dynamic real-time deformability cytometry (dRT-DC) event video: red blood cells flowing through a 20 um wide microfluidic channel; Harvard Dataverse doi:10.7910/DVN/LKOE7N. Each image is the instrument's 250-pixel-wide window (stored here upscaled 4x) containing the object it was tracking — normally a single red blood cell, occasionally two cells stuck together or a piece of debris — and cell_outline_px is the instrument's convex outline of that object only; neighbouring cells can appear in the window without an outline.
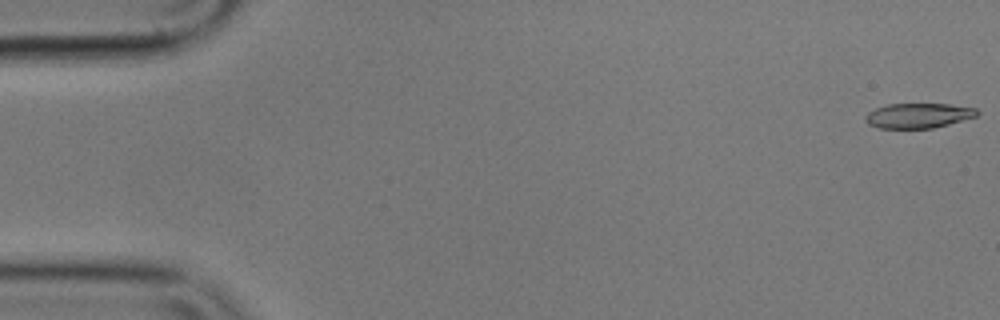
{"species": "common noctule bat (a hibernating species)", "species_latin": "Nyctalus noctula", "temperature_condition": "cold", "stored_images_in_passage": 52, "camera_frame_rate_fps": 3000, "um_per_image_px": 0.085, "animal": {"sex": "male", "body_mass_g": 17.9}, "frame": {"image": 1, "passage_image": 1, "time_ms": 0.0, "image_size_px": [1000, 320], "cell_outline_px": [[980, 112], [976, 116], [948, 124], [932, 128], [880, 128], [868, 124], [864, 116], [868, 112], [876, 108], [888, 104], [948, 104], [976, 108]], "centroid_in_image_um": [78.05, 9.82], "position_along_channel_um": 7.0, "area_um2": 16.07}}
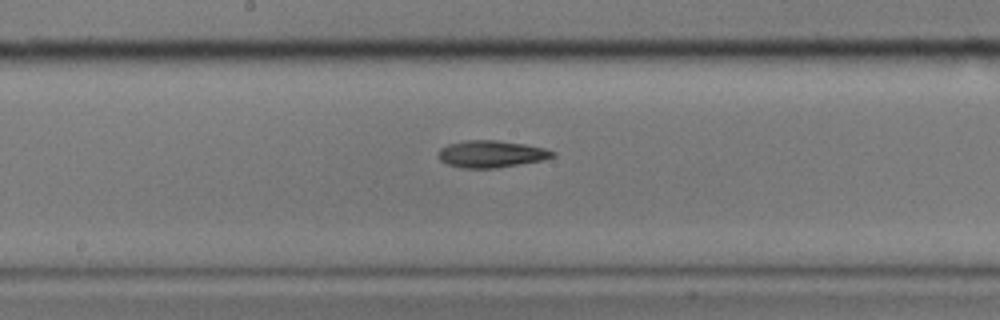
{"frame": {"image": 2, "passage_image": 29, "time_ms": 9.333, "image_size_px": [1000, 320], "cell_outline_px": [[556, 156], [540, 160], [496, 168], [464, 168], [448, 164], [440, 160], [436, 156], [436, 152], [440, 148], [448, 144], [464, 140], [500, 140], [524, 144], [544, 148], [556, 152]], "centroid_in_image_um": [41.71, 13.08], "position_along_channel_um": 206.5, "area_um2": 18.03}}
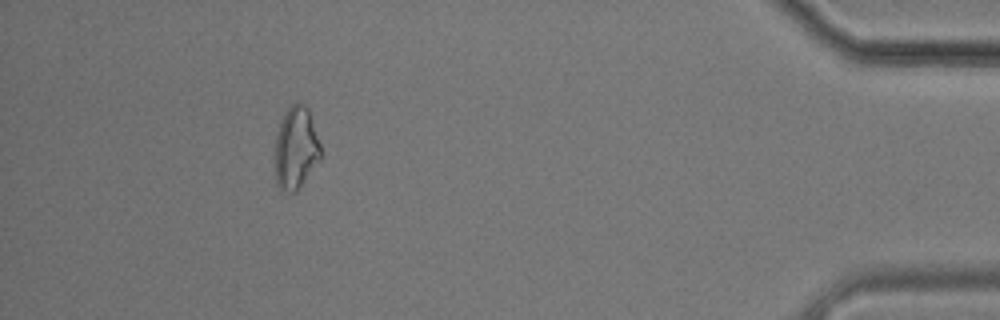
{"frame": {"image": 3, "passage_image": 51, "time_ms": 16.667, "image_size_px": [1000, 320], "cell_outline_px": [[320, 160], [296, 192], [280, 192], [276, 184], [276, 132], [284, 112], [296, 100], [300, 100], [308, 108], [320, 144]], "centroid_in_image_um": [25.14, 12.57], "position_along_channel_um": 410.1, "area_um2": 22.08}}